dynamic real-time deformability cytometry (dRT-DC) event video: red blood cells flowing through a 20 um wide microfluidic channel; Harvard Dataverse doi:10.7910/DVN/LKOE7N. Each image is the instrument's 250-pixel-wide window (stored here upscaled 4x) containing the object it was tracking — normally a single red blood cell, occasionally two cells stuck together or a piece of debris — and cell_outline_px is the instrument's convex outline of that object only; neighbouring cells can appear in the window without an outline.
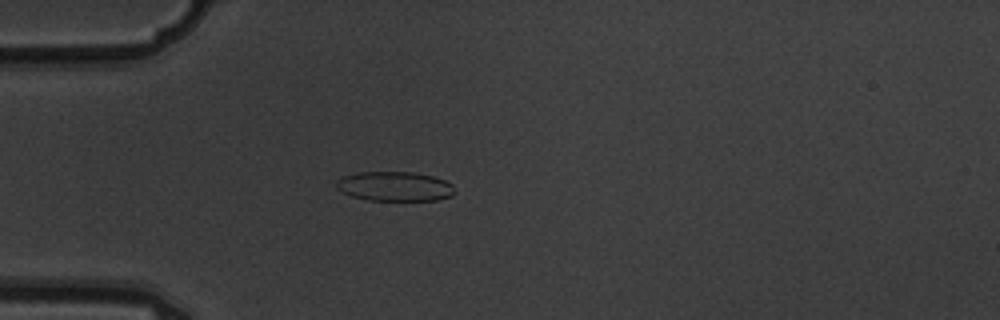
{"species": "common noctule bat (a hibernating species)", "species_latin": "Nyctalus noctula", "temperature_condition": "warm", "stored_images_in_passage": 2, "camera_frame_rate_fps": 3000, "um_per_image_px": 0.085, "animal": {"sex": "male", "body_mass_g": 19.5, "forearm_length_mm": 54.6}, "frame": {"image": 1, "passage_image": 2, "time_ms": 0.333, "image_size_px": [1000, 320], "cell_outline_px": [[456, 192], [452, 196], [436, 200], [368, 200], [352, 196], [336, 188], [336, 180], [344, 176], [356, 172], [412, 172], [432, 176], [444, 180], [452, 184]], "centroid_in_image_um": [33.56, 15.84], "position_along_channel_um": 51.4, "area_um2": 20.35}}